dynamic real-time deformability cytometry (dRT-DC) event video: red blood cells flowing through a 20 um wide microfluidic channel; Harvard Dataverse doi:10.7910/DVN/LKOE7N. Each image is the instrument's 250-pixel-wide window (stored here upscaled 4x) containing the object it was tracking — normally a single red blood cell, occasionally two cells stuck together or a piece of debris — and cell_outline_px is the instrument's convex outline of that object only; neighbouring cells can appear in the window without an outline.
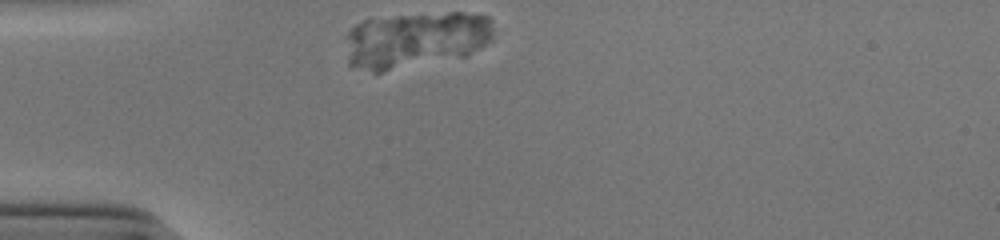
{"species": "human", "species_latin": "Homo sapiens", "temperature_condition": "cold", "stored_images_in_passage": 28, "camera_frame_rate_fps": 3000, "um_per_image_px": 0.085, "donor": {"sex": "male"}, "frame": {"image": 1, "passage_image": 1, "time_ms": 0.0, "image_size_px": [1000, 240], "cell_outline_px": [[492, 40], [480, 48], [464, 56], [376, 76], [348, 64], [344, 36], [348, 28], [364, 20], [396, 16], [448, 12], [460, 12], [488, 16], [492, 20]], "centroid_in_image_um": [35.24, 3.44], "position_along_channel_um": 49.8, "area_um2": 49.88}}
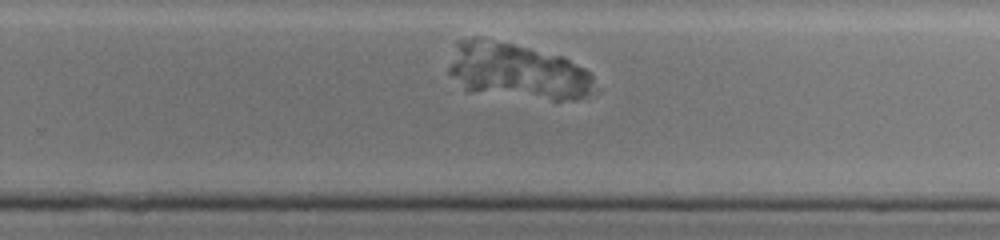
{"frame": {"image": 2, "passage_image": 21, "time_ms": 6.667, "image_size_px": [1000, 240], "cell_outline_px": [[600, 92], [576, 100], [552, 100], [468, 92], [448, 72], [448, 68], [456, 40], [472, 36], [480, 36], [560, 56], [592, 72], [600, 88]], "centroid_in_image_um": [44.02, 6.07], "position_along_channel_um": 285.8, "area_um2": 48.49}}
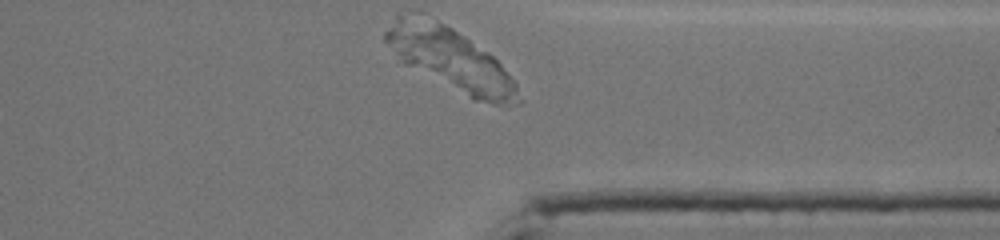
{"frame": {"image": 3, "passage_image": 28, "time_ms": 9.0, "image_size_px": [1000, 240], "cell_outline_px": [[524, 100], [520, 104], [504, 108], [472, 100], [404, 64], [400, 60], [384, 40], [384, 32], [396, 12], [444, 24], [452, 28], [492, 56], [500, 64], [516, 84]], "centroid_in_image_um": [38.34, 5.14], "position_along_channel_um": 373.1, "area_um2": 47.97}}